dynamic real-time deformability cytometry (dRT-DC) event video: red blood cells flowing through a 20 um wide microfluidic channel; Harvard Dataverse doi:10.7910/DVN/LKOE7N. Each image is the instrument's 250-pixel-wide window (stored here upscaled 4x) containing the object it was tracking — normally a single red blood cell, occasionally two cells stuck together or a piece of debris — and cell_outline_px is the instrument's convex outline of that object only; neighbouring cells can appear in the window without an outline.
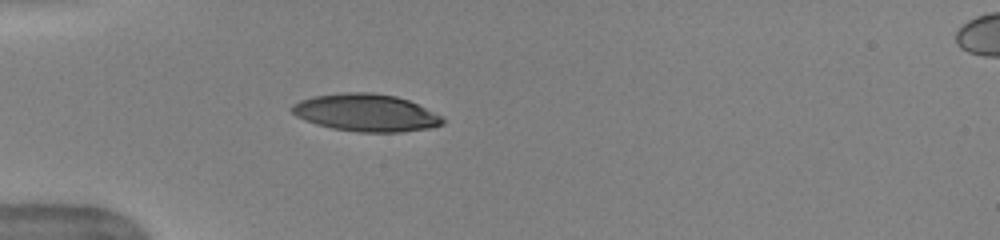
{"species": "human", "species_latin": "Homo sapiens", "temperature_condition": "warm", "stored_images_in_passage": 36, "camera_frame_rate_fps": 3000, "um_per_image_px": 0.085, "donor": {"sex": "female"}, "frame": {"image": 1, "passage_image": 1, "time_ms": 0.0, "image_size_px": [1000, 240], "cell_outline_px": [[444, 124], [428, 128], [400, 132], [360, 132], [332, 128], [316, 124], [304, 120], [296, 116], [288, 108], [292, 104], [300, 100], [312, 96], [340, 92], [372, 92], [396, 96], [408, 100], [444, 116]], "centroid_in_image_um": [31.08, 9.57], "position_along_channel_um": 53.9, "area_um2": 33.12}, "authors_computed_cell_mechanics": {"area_um2": 34.5066, "velocity_mm_per_s": 4.0069, "shape_relaxation_time_tau1_ms": 3.9473, "shape_relaxation_time_tau2_ms": null, "deformation_change_tau1": 0.2226, "deformation_change_tau2": null}}